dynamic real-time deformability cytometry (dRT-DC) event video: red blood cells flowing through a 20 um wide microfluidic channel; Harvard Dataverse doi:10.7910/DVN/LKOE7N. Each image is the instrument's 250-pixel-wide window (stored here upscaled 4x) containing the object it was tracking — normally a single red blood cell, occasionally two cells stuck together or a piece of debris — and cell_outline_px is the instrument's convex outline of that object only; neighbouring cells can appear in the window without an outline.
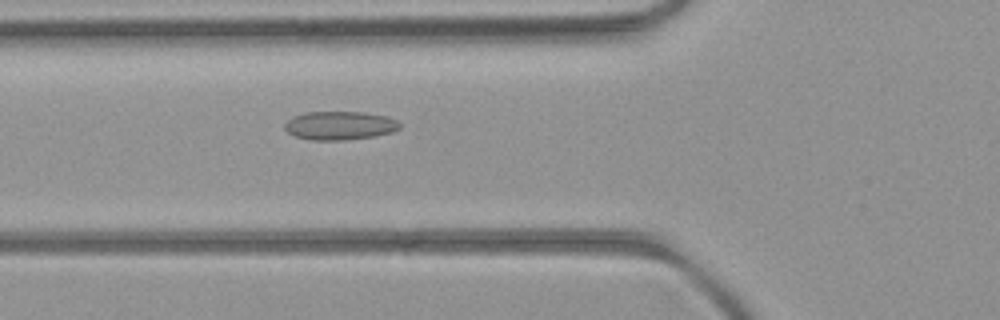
{"species": "common noctule bat (a hibernating species)", "species_latin": "Nyctalus noctula", "temperature_condition": "room temperature", "stored_images_in_passage": 47, "segment_of_instrument_passage": [1, 2], "camera_frame_rate_fps": 3000, "um_per_image_px": 0.085, "animal": {"sex": "female", "body_mass_g": 21.9}, "frame": {"image": 1, "passage_image": 13, "time_ms": 4.0, "image_size_px": [1000, 320], "cell_outline_px": [[400, 128], [392, 132], [372, 136], [344, 140], [312, 140], [296, 136], [288, 132], [284, 128], [284, 124], [292, 116], [308, 112], [364, 112], [388, 116], [396, 120], [400, 124]], "centroid_in_image_um": [28.88, 10.66], "position_along_channel_um": 96.9, "area_um2": 19.07}}
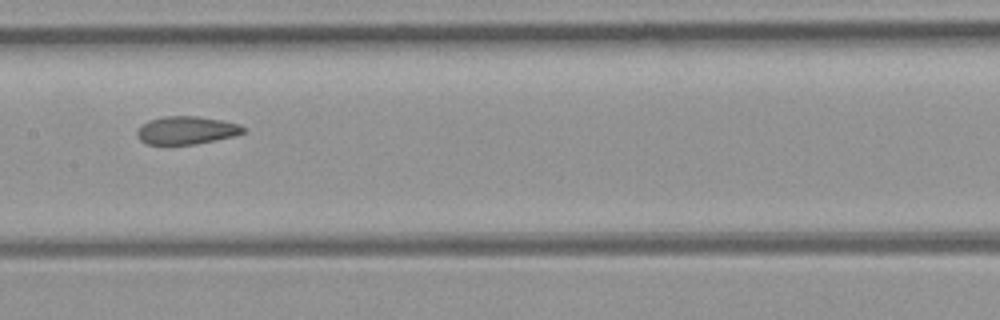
{"frame": {"image": 2, "passage_image": 20, "time_ms": 6.333, "image_size_px": [1000, 320], "cell_outline_px": [[244, 132], [236, 136], [196, 144], [148, 144], [140, 140], [136, 136], [136, 132], [148, 120], [164, 116], [196, 116], [220, 120], [240, 124], [244, 128]], "centroid_in_image_um": [15.86, 11.07], "position_along_channel_um": 191.5, "area_um2": 17.22}}
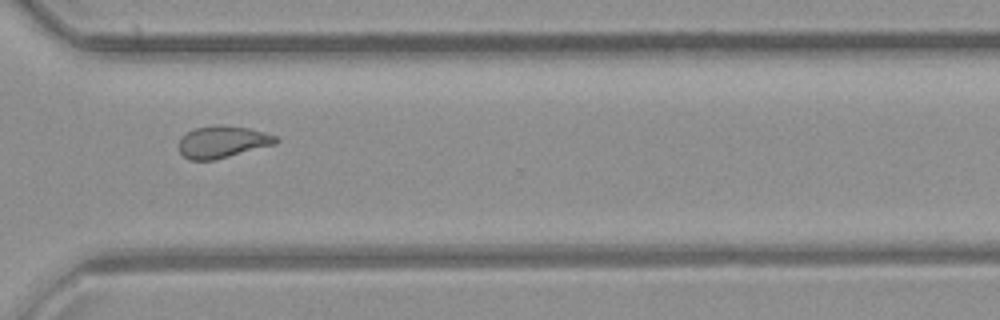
{"frame": {"image": 3, "passage_image": 32, "time_ms": 10.333, "image_size_px": [1000, 320], "cell_outline_px": [[280, 140], [276, 144], [212, 160], [192, 160], [184, 156], [180, 152], [180, 140], [188, 132], [196, 128], [248, 128], [264, 132], [276, 136]], "centroid_in_image_um": [18.96, 12.11], "position_along_channel_um": 351.6, "area_um2": 16.99}}